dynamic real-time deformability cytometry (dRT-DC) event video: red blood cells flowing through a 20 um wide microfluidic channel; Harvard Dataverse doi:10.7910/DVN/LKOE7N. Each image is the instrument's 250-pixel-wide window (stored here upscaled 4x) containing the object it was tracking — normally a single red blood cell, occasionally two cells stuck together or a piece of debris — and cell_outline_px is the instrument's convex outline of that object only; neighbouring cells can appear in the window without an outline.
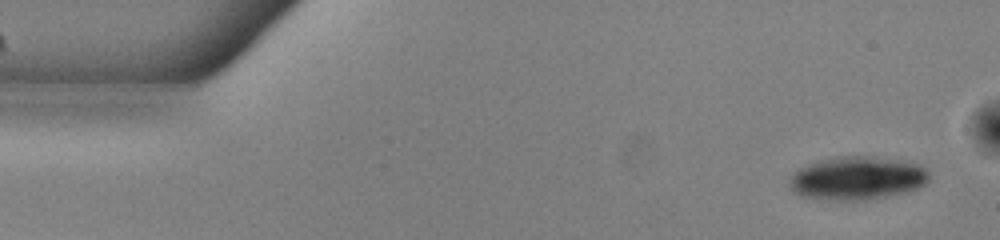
{"species": "common noctule bat (a hibernating species)", "species_latin": "Nyctalus noctula", "temperature_condition": "warm", "stored_images_in_passage": 53, "camera_frame_rate_fps": 3000, "um_per_image_px": 0.085, "animal": {"sex": "male", "body_mass_g": 13.0, "forearm_length_mm": 53.1}, "frame": {"image": 1, "passage_image": 3, "time_ms": 0.667, "image_size_px": [1000, 240], "cell_outline_px": [[928, 180], [920, 188], [908, 192], [888, 196], [864, 200], [816, 200], [800, 196], [792, 188], [792, 176], [800, 168], [808, 164], [840, 156], [864, 156], [896, 160], [920, 164], [928, 172]], "centroid_in_image_um": [72.9, 15.17], "position_along_channel_um": 12.1, "area_um2": 34.91}}